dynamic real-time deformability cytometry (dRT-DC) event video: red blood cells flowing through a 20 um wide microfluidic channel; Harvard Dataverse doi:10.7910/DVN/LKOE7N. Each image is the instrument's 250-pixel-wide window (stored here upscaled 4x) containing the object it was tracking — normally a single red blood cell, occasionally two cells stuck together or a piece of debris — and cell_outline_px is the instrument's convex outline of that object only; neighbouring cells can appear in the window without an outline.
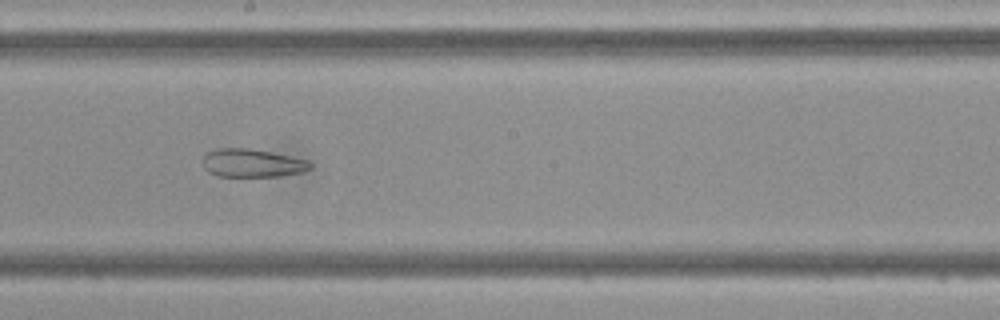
{"species": "Egyptian fruit bat (a non-hibernating species)", "species_latin": "Rousettus aegyptiacus", "temperature_condition": "cold", "stored_images_in_passage": 47, "camera_frame_rate_fps": 3000, "um_per_image_px": 0.085, "frame": {"image": 1, "passage_image": 26, "time_ms": 8.333, "image_size_px": [1000, 320], "cell_outline_px": [[312, 168], [300, 172], [280, 176], [216, 176], [208, 172], [204, 168], [204, 152], [216, 148], [248, 148], [272, 152], [308, 160], [312, 164]], "centroid_in_image_um": [21.41, 13.85], "position_along_channel_um": 226.8, "area_um2": 17.74}}
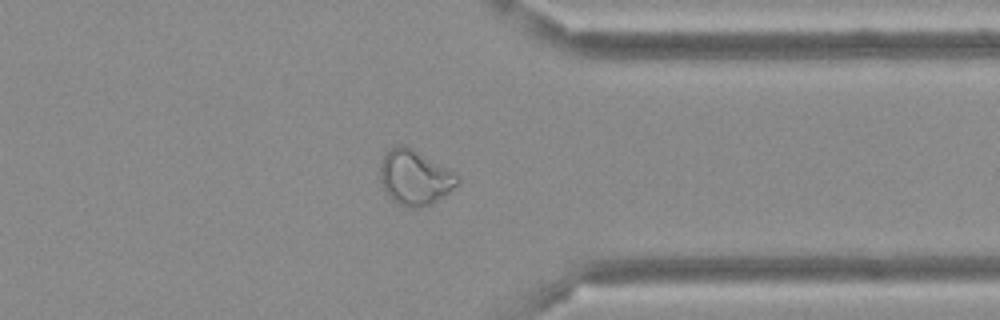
{"frame": {"image": 2, "passage_image": 37, "time_ms": 12.0, "image_size_px": [1000, 320], "cell_outline_px": [[460, 180], [448, 192], [432, 204], [420, 208], [404, 208], [396, 204], [388, 196], [380, 180], [380, 164], [384, 152], [396, 144], [404, 144], [412, 148], [456, 172], [460, 176]], "centroid_in_image_um": [35.23, 15.08], "position_along_channel_um": 376.2, "area_um2": 25.2}}
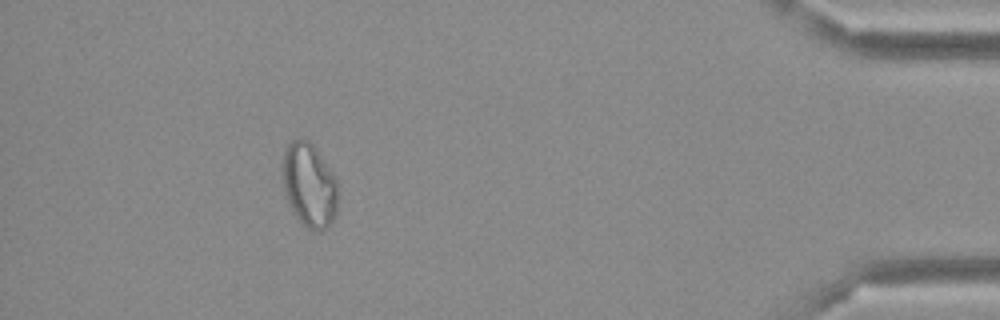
{"frame": {"image": 3, "passage_image": 43, "time_ms": 14.0, "image_size_px": [1000, 320], "cell_outline_px": [[336, 216], [320, 232], [316, 232], [300, 224], [292, 212], [284, 188], [284, 152], [288, 144], [292, 140], [300, 136], [308, 140], [316, 148], [332, 172], [336, 180]], "centroid_in_image_um": [26.28, 15.74], "position_along_channel_um": 408.9, "area_um2": 26.88}}